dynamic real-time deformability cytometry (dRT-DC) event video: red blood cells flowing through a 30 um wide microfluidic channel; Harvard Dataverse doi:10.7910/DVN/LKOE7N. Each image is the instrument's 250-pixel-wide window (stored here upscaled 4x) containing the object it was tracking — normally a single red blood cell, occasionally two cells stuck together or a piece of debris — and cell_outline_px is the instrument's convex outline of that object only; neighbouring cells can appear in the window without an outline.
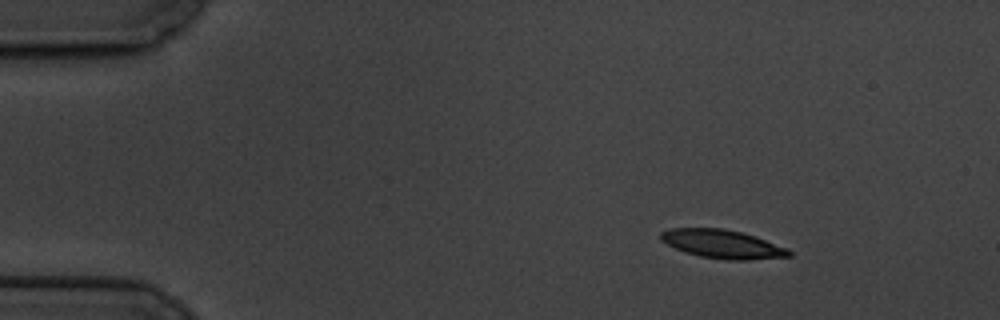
{"species": "common noctule bat (a hibernating species)", "species_latin": "Nyctalus noctula", "temperature_condition": "cold", "stored_images_in_passage": 6, "camera_frame_rate_fps": 3000, "um_per_image_px": 0.085, "animal": {"sex": "male", "body_mass_g": 19.5, "forearm_length_mm": 54.6}, "frame": {"image": 1, "passage_image": 1, "time_ms": 0.0, "image_size_px": [1000, 320], "cell_outline_px": [[792, 256], [748, 260], [728, 260], [700, 256], [684, 252], [660, 240], [660, 232], [668, 228], [724, 228], [756, 236], [788, 248], [792, 252]], "centroid_in_image_um": [61.42, 20.74], "position_along_channel_um": 23.6, "area_um2": 21.44}}
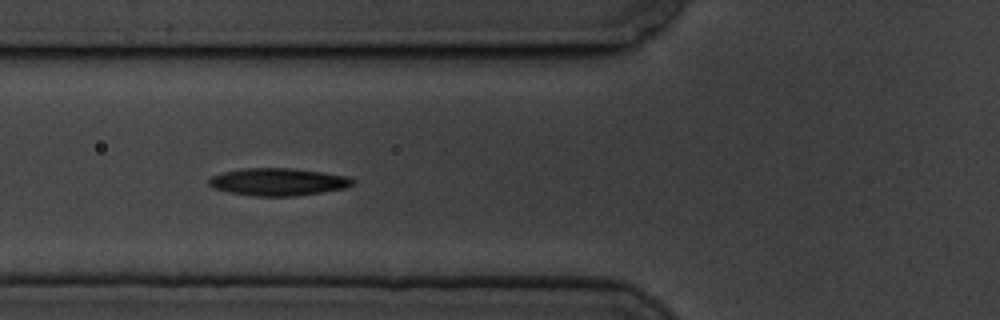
{"frame": {"image": 2, "passage_image": 5, "time_ms": 4.667, "image_size_px": [1000, 320], "cell_outline_px": [[356, 180], [348, 188], [296, 196], [252, 196], [228, 192], [212, 188], [208, 184], [208, 180], [212, 176], [224, 172], [244, 168], [288, 168], [324, 172], [348, 176]], "centroid_in_image_um": [23.65, 15.46], "position_along_channel_um": 102.1, "area_um2": 23.18}}
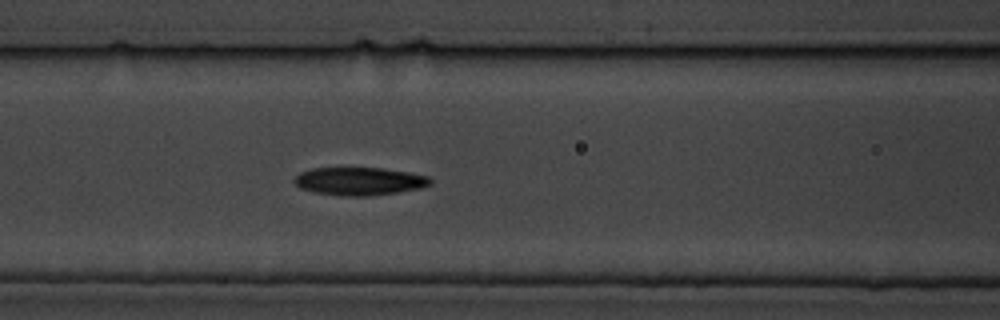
{"frame": {"image": 3, "passage_image": 6, "time_ms": 5.667, "image_size_px": [1000, 320], "cell_outline_px": [[432, 184], [420, 188], [396, 192], [368, 196], [348, 196], [316, 192], [300, 188], [292, 180], [300, 172], [312, 168], [384, 168], [408, 172], [428, 176], [432, 180]], "centroid_in_image_um": [30.55, 15.39], "position_along_channel_um": 136.0, "area_um2": 22.02}}